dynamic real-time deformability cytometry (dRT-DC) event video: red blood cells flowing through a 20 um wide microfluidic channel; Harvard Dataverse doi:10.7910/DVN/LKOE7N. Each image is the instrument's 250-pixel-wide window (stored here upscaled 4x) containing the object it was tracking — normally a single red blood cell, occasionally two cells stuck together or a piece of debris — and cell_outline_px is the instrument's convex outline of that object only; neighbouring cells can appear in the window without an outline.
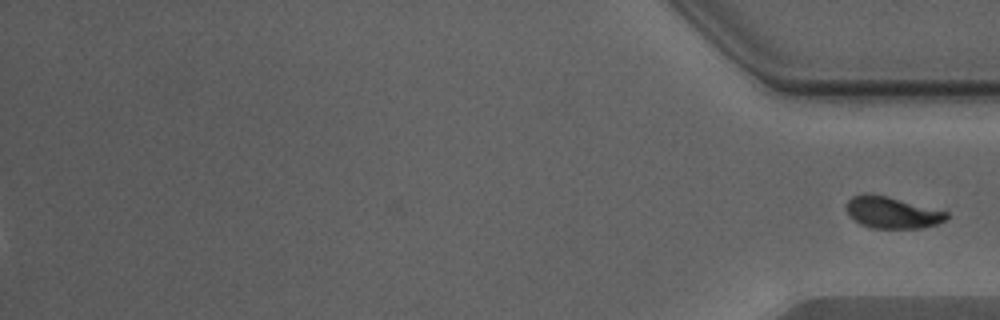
{"species": "Egyptian fruit bat (a non-hibernating species)", "species_latin": "Rousettus aegyptiacus", "temperature_condition": "warm", "stored_images_in_passage": 42, "segment_of_instrument_passage": [2, 2], "camera_frame_rate_fps": 3000, "um_per_image_px": 0.085, "animal": {"sex": "male"}, "frame": {"image": 1, "passage_image": 42, "time_ms": 13.667, "image_size_px": [1000, 320], "cell_outline_px": [[948, 216], [944, 220], [936, 224], [924, 228], [872, 228], [860, 224], [848, 212], [848, 200], [852, 196], [864, 192], [868, 192], [888, 196], [948, 212]], "centroid_in_image_um": [75.83, 18.05], "position_along_channel_um": 359.4, "area_um2": 18.32}}